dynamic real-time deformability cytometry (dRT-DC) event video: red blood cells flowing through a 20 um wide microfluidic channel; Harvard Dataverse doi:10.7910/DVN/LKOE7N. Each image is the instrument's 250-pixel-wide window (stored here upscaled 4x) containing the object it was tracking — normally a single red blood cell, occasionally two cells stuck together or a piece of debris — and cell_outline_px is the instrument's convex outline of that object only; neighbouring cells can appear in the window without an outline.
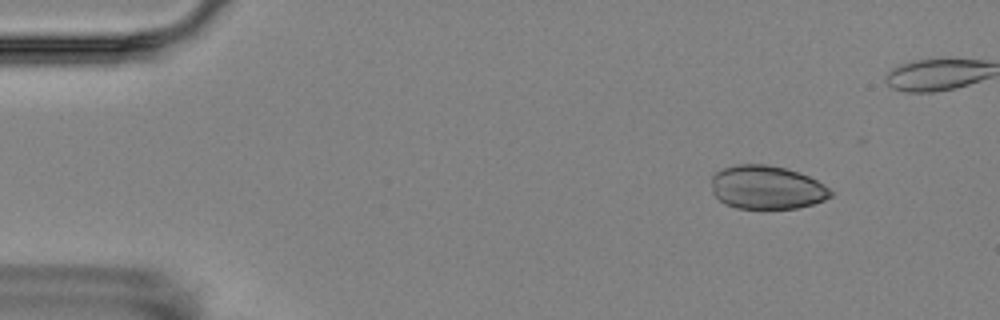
{"species": "Egyptian fruit bat (a non-hibernating species)", "species_latin": "Rousettus aegyptiacus", "temperature_condition": "room temperature", "stored_images_in_passage": 6, "camera_frame_rate_fps": 3000, "um_per_image_px": 0.085, "animal": {"sex": "female"}, "frame": {"image": 1, "passage_image": 2, "time_ms": 1.333, "image_size_px": [1000, 320], "cell_outline_px": [[832, 196], [824, 200], [812, 204], [796, 208], [736, 208], [724, 204], [712, 192], [712, 176], [720, 168], [736, 164], [768, 164], [784, 168], [808, 176], [816, 180], [828, 188], [832, 192]], "centroid_in_image_um": [65.13, 15.92], "position_along_channel_um": 19.9, "area_um2": 30.17}}